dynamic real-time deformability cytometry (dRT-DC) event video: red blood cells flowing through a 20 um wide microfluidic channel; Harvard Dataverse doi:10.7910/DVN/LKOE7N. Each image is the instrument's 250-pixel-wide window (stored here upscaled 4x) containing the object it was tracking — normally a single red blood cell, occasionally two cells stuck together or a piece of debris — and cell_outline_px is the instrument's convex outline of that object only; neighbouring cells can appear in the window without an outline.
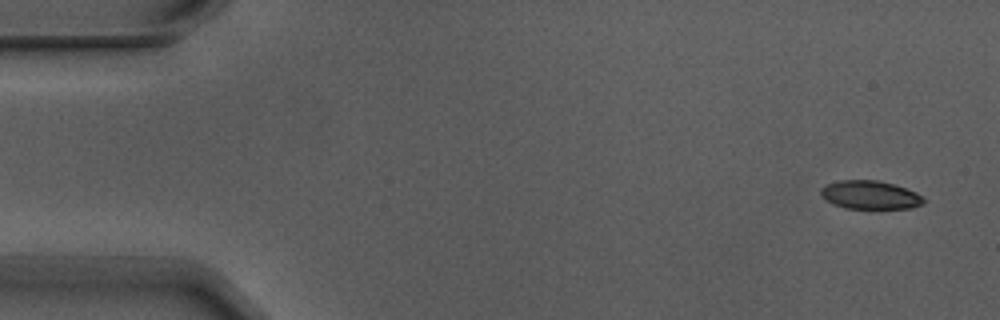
{"species": "Egyptian fruit bat (a non-hibernating species)", "species_latin": "Rousettus aegyptiacus", "temperature_condition": "warm", "stored_images_in_passage": 4, "camera_frame_rate_fps": 3000, "um_per_image_px": 0.085, "animal": {"sex": "male"}, "frame": {"image": 1, "passage_image": 1, "time_ms": 0.0, "image_size_px": [1000, 320], "cell_outline_px": [[924, 204], [912, 208], [844, 208], [832, 204], [820, 192], [820, 188], [828, 184], [840, 180], [876, 180], [892, 184], [916, 192], [924, 196]], "centroid_in_image_um": [73.98, 16.57], "position_along_channel_um": 11.0, "area_um2": 16.88}}